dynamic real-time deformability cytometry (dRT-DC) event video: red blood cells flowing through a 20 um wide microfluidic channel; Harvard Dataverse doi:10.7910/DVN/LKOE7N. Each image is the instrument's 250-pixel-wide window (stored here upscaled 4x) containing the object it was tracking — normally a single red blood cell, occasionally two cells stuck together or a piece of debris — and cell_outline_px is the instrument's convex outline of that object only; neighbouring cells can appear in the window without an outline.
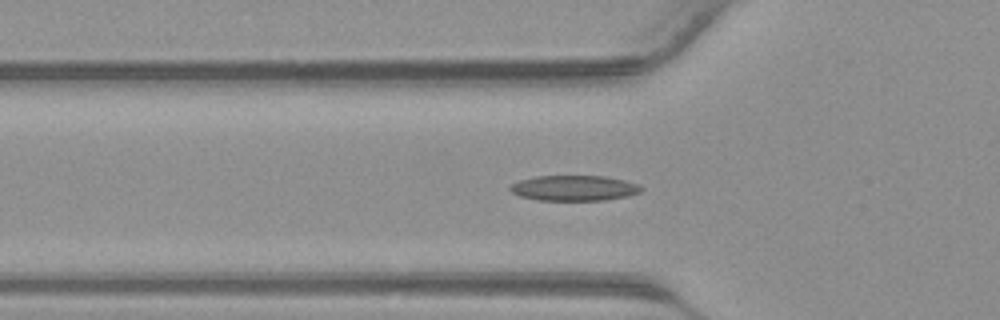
{"species": "common noctule bat (a hibernating species)", "species_latin": "Nyctalus noctula", "temperature_condition": "warm", "stored_images_in_passage": 41, "camera_frame_rate_fps": 3000, "um_per_image_px": 0.085, "animal": {"sex": "male", "body_mass_g": 23.1, "forearm_length_mm": 52.7}, "frame": {"image": 1, "passage_image": 13, "time_ms": 4.0, "image_size_px": [1000, 320], "cell_outline_px": [[644, 188], [640, 192], [628, 196], [604, 200], [536, 200], [520, 196], [512, 192], [508, 188], [512, 184], [520, 180], [536, 176], [604, 176], [624, 180], [640, 184]], "centroid_in_image_um": [48.82, 15.98], "position_along_channel_um": 77.0, "area_um2": 19.42}}
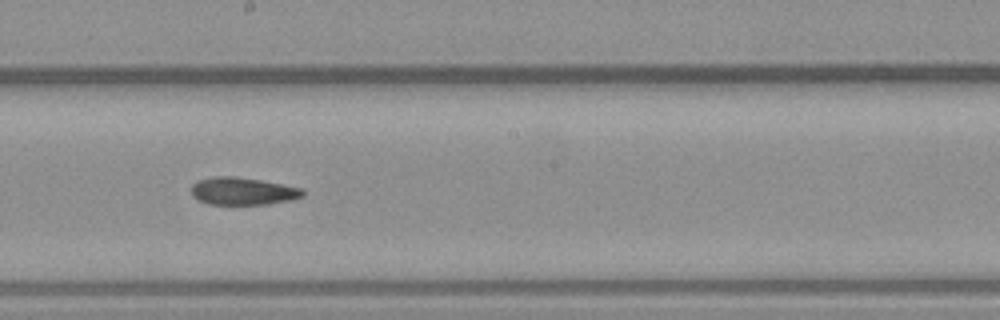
{"frame": {"image": 2, "passage_image": 22, "time_ms": 7.0, "image_size_px": [1000, 320], "cell_outline_px": [[304, 196], [292, 200], [268, 204], [208, 204], [196, 200], [192, 196], [192, 184], [196, 180], [216, 176], [236, 176], [260, 180], [304, 188]], "centroid_in_image_um": [20.63, 16.25], "position_along_channel_um": 227.6, "area_um2": 18.09}}
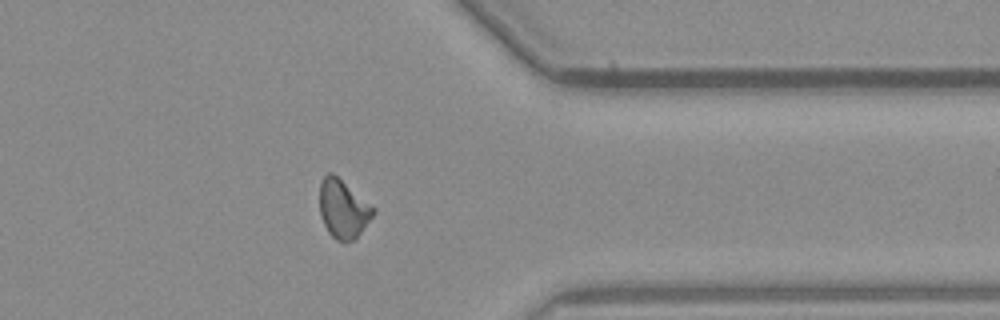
{"frame": {"image": 3, "passage_image": 32, "time_ms": 10.333, "image_size_px": [1000, 320], "cell_outline_px": [[376, 212], [356, 240], [336, 240], [328, 232], [320, 216], [320, 180], [328, 172], [332, 172], [376, 208]], "centroid_in_image_um": [29.18, 17.75], "position_along_channel_um": 382.2, "area_um2": 18.38}}